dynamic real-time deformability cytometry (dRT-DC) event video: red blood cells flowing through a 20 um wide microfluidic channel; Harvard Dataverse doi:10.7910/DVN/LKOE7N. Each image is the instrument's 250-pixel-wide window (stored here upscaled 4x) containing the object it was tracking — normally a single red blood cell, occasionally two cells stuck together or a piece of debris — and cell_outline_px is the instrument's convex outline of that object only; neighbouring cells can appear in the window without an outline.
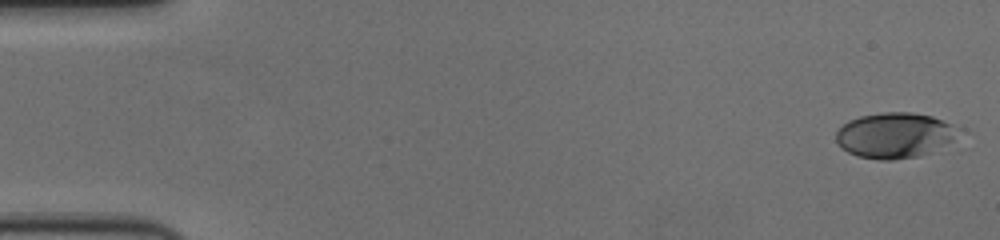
{"species": "human", "species_latin": "Homo sapiens", "temperature_condition": "cold", "stored_images_in_passage": 57, "camera_frame_rate_fps": 3000, "um_per_image_px": 0.085, "donor": {"sex": "female"}, "frame": {"image": 1, "passage_image": 1, "time_ms": 0.0, "image_size_px": [1000, 240], "cell_outline_px": [[964, 128], [952, 140], [928, 152], [916, 156], [892, 160], [880, 160], [856, 156], [848, 152], [836, 140], [836, 132], [848, 120], [860, 116], [880, 112], [912, 112], [932, 116]], "centroid_in_image_um": [76.06, 11.48], "position_along_channel_um": 8.9, "area_um2": 32.31}}
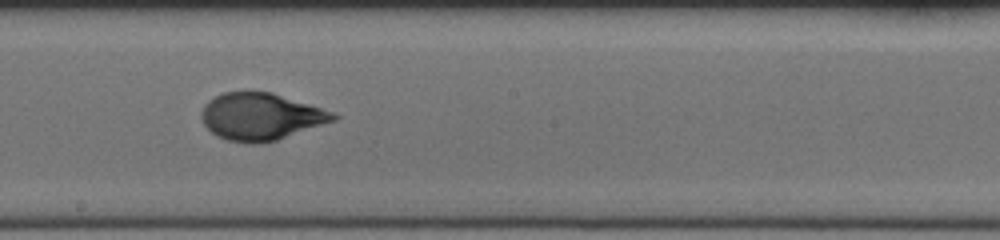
{"frame": {"image": 2, "passage_image": 32, "time_ms": 10.333, "image_size_px": [1000, 240], "cell_outline_px": [[340, 116], [336, 120], [276, 140], [260, 144], [248, 144], [228, 140], [216, 136], [204, 124], [200, 116], [200, 112], [204, 104], [208, 100], [224, 92], [272, 92], [336, 112]], "centroid_in_image_um": [22.18, 9.91], "position_along_channel_um": 226.0, "area_um2": 36.36}}
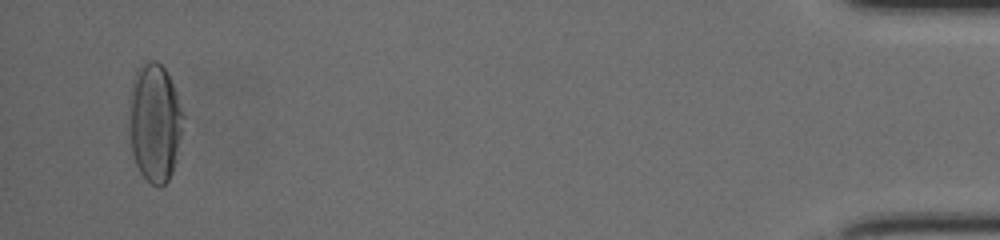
{"frame": {"image": 3, "passage_image": 55, "time_ms": 18.0, "image_size_px": [1000, 240], "cell_outline_px": [[184, 116], [176, 160], [172, 172], [168, 180], [160, 188], [152, 184], [140, 172], [136, 164], [132, 152], [128, 128], [128, 104], [132, 80], [136, 68], [144, 60], [156, 60], [164, 68], [172, 84]], "centroid_in_image_um": [13.11, 10.39], "position_along_channel_um": 422.1, "area_um2": 37.69}, "authors_computed_cell_mechanics": {"area_um2": 35.4314, "velocity_mm_per_s": 3.6228, "shape_relaxation_time_tau1_ms": 4.5779, "shape_relaxation_time_tau2_ms": null, "deformation_change_tau1": 0.1983, "deformation_change_tau2": null}}